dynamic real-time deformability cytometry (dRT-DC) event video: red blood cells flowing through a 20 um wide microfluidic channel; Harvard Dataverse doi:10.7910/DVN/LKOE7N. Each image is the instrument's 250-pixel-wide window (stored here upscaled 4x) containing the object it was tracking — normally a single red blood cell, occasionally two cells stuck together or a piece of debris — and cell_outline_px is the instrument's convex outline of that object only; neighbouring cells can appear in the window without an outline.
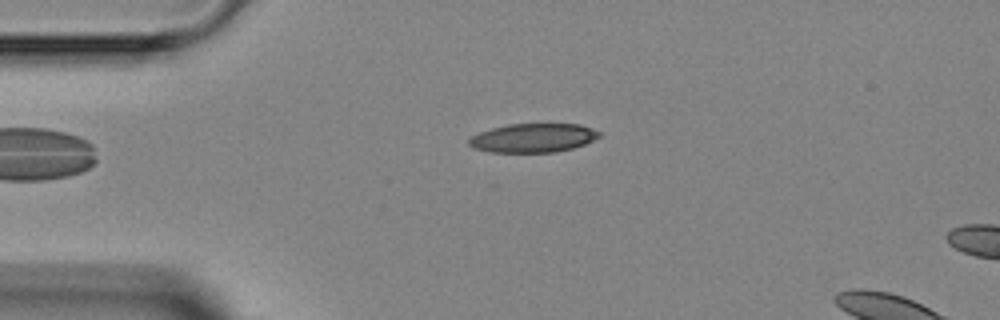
{"species": "Egyptian fruit bat (a non-hibernating species)", "species_latin": "Rousettus aegyptiacus", "temperature_condition": "room temperature", "stored_images_in_passage": 2, "camera_frame_rate_fps": 3000, "um_per_image_px": 0.085, "animal": {"sex": "female"}, "frame": {"image": 1, "passage_image": 2, "time_ms": 1.0, "image_size_px": [1000, 320], "cell_outline_px": [[600, 136], [584, 144], [572, 148], [556, 152], [488, 152], [472, 148], [468, 144], [468, 140], [472, 136], [480, 132], [492, 128], [508, 124], [580, 124], [600, 132]], "centroid_in_image_um": [45.28, 11.73], "position_along_channel_um": 39.7, "area_um2": 21.85}}